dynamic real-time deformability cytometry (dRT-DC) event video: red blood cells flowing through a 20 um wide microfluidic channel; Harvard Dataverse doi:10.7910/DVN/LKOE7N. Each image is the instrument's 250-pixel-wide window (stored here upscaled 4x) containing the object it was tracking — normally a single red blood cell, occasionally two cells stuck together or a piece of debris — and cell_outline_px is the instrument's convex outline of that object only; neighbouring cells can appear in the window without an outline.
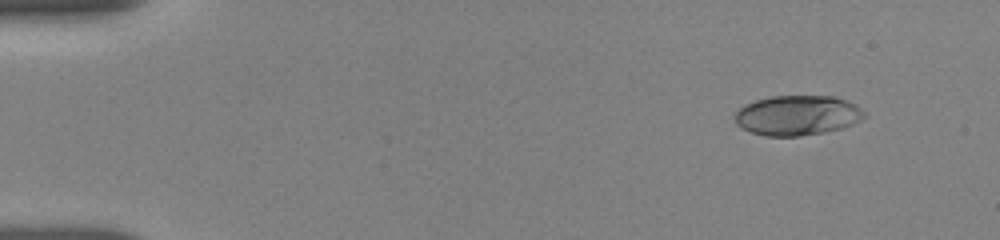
{"species": "human", "species_latin": "Homo sapiens", "temperature_condition": "room temperature", "stored_images_in_passage": 13, "camera_frame_rate_fps": 3000, "um_per_image_px": 0.085, "donor": {"sex": "female"}, "frame": {"image": 1, "passage_image": 1, "time_ms": 0.0, "image_size_px": [1000, 240], "cell_outline_px": [[868, 116], [852, 124], [840, 128], [824, 132], [800, 136], [764, 136], [740, 128], [736, 124], [736, 112], [744, 104], [756, 100], [772, 96], [836, 96], [856, 104]], "centroid_in_image_um": [67.78, 9.8], "position_along_channel_um": 17.2, "area_um2": 30.17}}
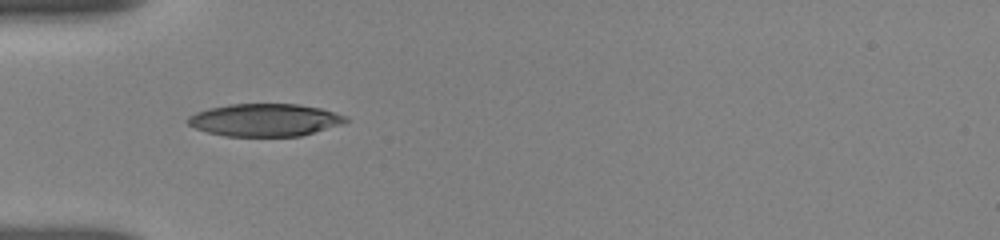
{"frame": {"image": 2, "passage_image": 8, "time_ms": 4.0, "image_size_px": [1000, 240], "cell_outline_px": [[348, 120], [344, 124], [300, 136], [224, 136], [208, 132], [196, 128], [188, 124], [184, 120], [188, 116], [196, 112], [208, 108], [228, 104], [300, 104], [320, 108], [348, 116]], "centroid_in_image_um": [22.51, 10.19], "position_along_channel_um": 62.5, "area_um2": 30.17}}
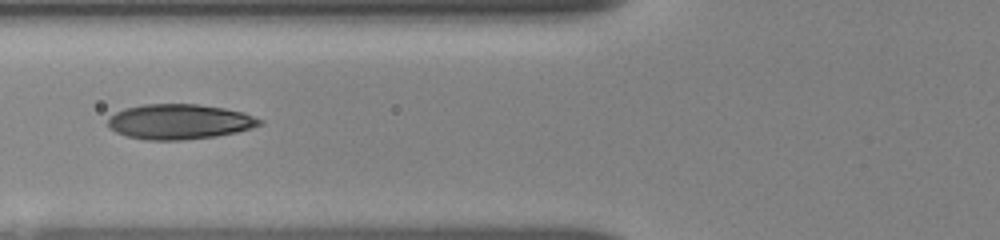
{"frame": {"image": 3, "passage_image": 11, "time_ms": 5.333, "image_size_px": [1000, 240], "cell_outline_px": [[264, 124], [252, 128], [236, 132], [216, 136], [180, 140], [144, 140], [128, 136], [116, 132], [108, 128], [108, 120], [116, 112], [124, 108], [144, 104], [196, 104], [224, 108], [244, 112], [264, 120]], "centroid_in_image_um": [15.28, 10.34], "position_along_channel_um": 110.5, "area_um2": 31.15}}